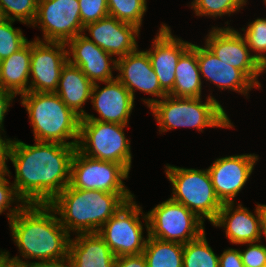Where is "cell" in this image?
Instances as JSON below:
<instances>
[{
  "label": "cell",
  "instance_id": "36",
  "mask_svg": "<svg viewBox=\"0 0 266 267\" xmlns=\"http://www.w3.org/2000/svg\"><path fill=\"white\" fill-rule=\"evenodd\" d=\"M219 267H244L239 249H224L219 255Z\"/></svg>",
  "mask_w": 266,
  "mask_h": 267
},
{
  "label": "cell",
  "instance_id": "6",
  "mask_svg": "<svg viewBox=\"0 0 266 267\" xmlns=\"http://www.w3.org/2000/svg\"><path fill=\"white\" fill-rule=\"evenodd\" d=\"M165 175L171 183V199L179 202L205 222L212 224L223 206L214 190L207 169L184 168L167 164Z\"/></svg>",
  "mask_w": 266,
  "mask_h": 267
},
{
  "label": "cell",
  "instance_id": "33",
  "mask_svg": "<svg viewBox=\"0 0 266 267\" xmlns=\"http://www.w3.org/2000/svg\"><path fill=\"white\" fill-rule=\"evenodd\" d=\"M12 21L6 19L0 23V61L21 49L29 40L20 28H15Z\"/></svg>",
  "mask_w": 266,
  "mask_h": 267
},
{
  "label": "cell",
  "instance_id": "2",
  "mask_svg": "<svg viewBox=\"0 0 266 267\" xmlns=\"http://www.w3.org/2000/svg\"><path fill=\"white\" fill-rule=\"evenodd\" d=\"M9 228L19 251L11 257L4 249L10 258L27 265L68 258L71 236L50 204H25L9 222Z\"/></svg>",
  "mask_w": 266,
  "mask_h": 267
},
{
  "label": "cell",
  "instance_id": "5",
  "mask_svg": "<svg viewBox=\"0 0 266 267\" xmlns=\"http://www.w3.org/2000/svg\"><path fill=\"white\" fill-rule=\"evenodd\" d=\"M20 104L27 111L35 141L77 145L81 117L55 92L24 93Z\"/></svg>",
  "mask_w": 266,
  "mask_h": 267
},
{
  "label": "cell",
  "instance_id": "43",
  "mask_svg": "<svg viewBox=\"0 0 266 267\" xmlns=\"http://www.w3.org/2000/svg\"><path fill=\"white\" fill-rule=\"evenodd\" d=\"M5 20H6V17L4 15L2 8L0 7V23L4 22Z\"/></svg>",
  "mask_w": 266,
  "mask_h": 267
},
{
  "label": "cell",
  "instance_id": "22",
  "mask_svg": "<svg viewBox=\"0 0 266 267\" xmlns=\"http://www.w3.org/2000/svg\"><path fill=\"white\" fill-rule=\"evenodd\" d=\"M68 259L72 267H115L116 256L98 233L70 238Z\"/></svg>",
  "mask_w": 266,
  "mask_h": 267
},
{
  "label": "cell",
  "instance_id": "29",
  "mask_svg": "<svg viewBox=\"0 0 266 267\" xmlns=\"http://www.w3.org/2000/svg\"><path fill=\"white\" fill-rule=\"evenodd\" d=\"M109 16L140 28L148 10L147 0H107Z\"/></svg>",
  "mask_w": 266,
  "mask_h": 267
},
{
  "label": "cell",
  "instance_id": "14",
  "mask_svg": "<svg viewBox=\"0 0 266 267\" xmlns=\"http://www.w3.org/2000/svg\"><path fill=\"white\" fill-rule=\"evenodd\" d=\"M64 42L32 41L29 92H56L63 66L67 63Z\"/></svg>",
  "mask_w": 266,
  "mask_h": 267
},
{
  "label": "cell",
  "instance_id": "18",
  "mask_svg": "<svg viewBox=\"0 0 266 267\" xmlns=\"http://www.w3.org/2000/svg\"><path fill=\"white\" fill-rule=\"evenodd\" d=\"M140 28L107 16L84 26L83 34L116 60L138 49ZM86 31L89 33H86Z\"/></svg>",
  "mask_w": 266,
  "mask_h": 267
},
{
  "label": "cell",
  "instance_id": "19",
  "mask_svg": "<svg viewBox=\"0 0 266 267\" xmlns=\"http://www.w3.org/2000/svg\"><path fill=\"white\" fill-rule=\"evenodd\" d=\"M65 44L68 62L79 67L93 84L116 78L113 73L117 68V60L84 34L77 35Z\"/></svg>",
  "mask_w": 266,
  "mask_h": 267
},
{
  "label": "cell",
  "instance_id": "12",
  "mask_svg": "<svg viewBox=\"0 0 266 267\" xmlns=\"http://www.w3.org/2000/svg\"><path fill=\"white\" fill-rule=\"evenodd\" d=\"M32 28H39L40 41L64 42L83 34L79 0H38Z\"/></svg>",
  "mask_w": 266,
  "mask_h": 267
},
{
  "label": "cell",
  "instance_id": "38",
  "mask_svg": "<svg viewBox=\"0 0 266 267\" xmlns=\"http://www.w3.org/2000/svg\"><path fill=\"white\" fill-rule=\"evenodd\" d=\"M115 267H147L143 253L116 257Z\"/></svg>",
  "mask_w": 266,
  "mask_h": 267
},
{
  "label": "cell",
  "instance_id": "10",
  "mask_svg": "<svg viewBox=\"0 0 266 267\" xmlns=\"http://www.w3.org/2000/svg\"><path fill=\"white\" fill-rule=\"evenodd\" d=\"M129 174L121 164L93 159L76 149L71 160L70 185L75 189L132 193L123 182Z\"/></svg>",
  "mask_w": 266,
  "mask_h": 267
},
{
  "label": "cell",
  "instance_id": "15",
  "mask_svg": "<svg viewBox=\"0 0 266 267\" xmlns=\"http://www.w3.org/2000/svg\"><path fill=\"white\" fill-rule=\"evenodd\" d=\"M102 83L105 86L101 88ZM102 83L93 84L90 100L92 109L97 112L98 117L87 112L80 121L128 125L135 107V99L117 78Z\"/></svg>",
  "mask_w": 266,
  "mask_h": 267
},
{
  "label": "cell",
  "instance_id": "40",
  "mask_svg": "<svg viewBox=\"0 0 266 267\" xmlns=\"http://www.w3.org/2000/svg\"><path fill=\"white\" fill-rule=\"evenodd\" d=\"M0 267H23V262L10 258L0 249Z\"/></svg>",
  "mask_w": 266,
  "mask_h": 267
},
{
  "label": "cell",
  "instance_id": "16",
  "mask_svg": "<svg viewBox=\"0 0 266 267\" xmlns=\"http://www.w3.org/2000/svg\"><path fill=\"white\" fill-rule=\"evenodd\" d=\"M116 71L118 73L116 78L126 87L134 99L137 90L152 96V98H141L147 108L167 96L161 89L158 77L145 50L138 48L136 51L118 58Z\"/></svg>",
  "mask_w": 266,
  "mask_h": 267
},
{
  "label": "cell",
  "instance_id": "35",
  "mask_svg": "<svg viewBox=\"0 0 266 267\" xmlns=\"http://www.w3.org/2000/svg\"><path fill=\"white\" fill-rule=\"evenodd\" d=\"M246 246L243 251L239 248L244 267H266V245L262 244V240Z\"/></svg>",
  "mask_w": 266,
  "mask_h": 267
},
{
  "label": "cell",
  "instance_id": "9",
  "mask_svg": "<svg viewBox=\"0 0 266 267\" xmlns=\"http://www.w3.org/2000/svg\"><path fill=\"white\" fill-rule=\"evenodd\" d=\"M146 213L149 236L162 241L186 244L205 232L203 220L169 197Z\"/></svg>",
  "mask_w": 266,
  "mask_h": 267
},
{
  "label": "cell",
  "instance_id": "39",
  "mask_svg": "<svg viewBox=\"0 0 266 267\" xmlns=\"http://www.w3.org/2000/svg\"><path fill=\"white\" fill-rule=\"evenodd\" d=\"M0 134V173H5L7 171L8 163V150L11 138L3 136Z\"/></svg>",
  "mask_w": 266,
  "mask_h": 267
},
{
  "label": "cell",
  "instance_id": "24",
  "mask_svg": "<svg viewBox=\"0 0 266 267\" xmlns=\"http://www.w3.org/2000/svg\"><path fill=\"white\" fill-rule=\"evenodd\" d=\"M32 40L0 61V87L16 97L29 92Z\"/></svg>",
  "mask_w": 266,
  "mask_h": 267
},
{
  "label": "cell",
  "instance_id": "31",
  "mask_svg": "<svg viewBox=\"0 0 266 267\" xmlns=\"http://www.w3.org/2000/svg\"><path fill=\"white\" fill-rule=\"evenodd\" d=\"M6 19L31 26L37 14L38 0H0Z\"/></svg>",
  "mask_w": 266,
  "mask_h": 267
},
{
  "label": "cell",
  "instance_id": "11",
  "mask_svg": "<svg viewBox=\"0 0 266 267\" xmlns=\"http://www.w3.org/2000/svg\"><path fill=\"white\" fill-rule=\"evenodd\" d=\"M212 26L208 30L204 45L219 60L234 68L241 70L257 87L262 88L258 77L263 75L264 67L252 55L244 37L239 30L229 26V21L224 25Z\"/></svg>",
  "mask_w": 266,
  "mask_h": 267
},
{
  "label": "cell",
  "instance_id": "44",
  "mask_svg": "<svg viewBox=\"0 0 266 267\" xmlns=\"http://www.w3.org/2000/svg\"><path fill=\"white\" fill-rule=\"evenodd\" d=\"M23 267H32L31 265H27L23 262Z\"/></svg>",
  "mask_w": 266,
  "mask_h": 267
},
{
  "label": "cell",
  "instance_id": "37",
  "mask_svg": "<svg viewBox=\"0 0 266 267\" xmlns=\"http://www.w3.org/2000/svg\"><path fill=\"white\" fill-rule=\"evenodd\" d=\"M16 96L3 88L0 87V134L6 136L4 129V120L6 113L9 111L10 106L13 104V100Z\"/></svg>",
  "mask_w": 266,
  "mask_h": 267
},
{
  "label": "cell",
  "instance_id": "13",
  "mask_svg": "<svg viewBox=\"0 0 266 267\" xmlns=\"http://www.w3.org/2000/svg\"><path fill=\"white\" fill-rule=\"evenodd\" d=\"M255 153L235 154L216 158L207 168L220 201L235 203V197L243 190L259 159Z\"/></svg>",
  "mask_w": 266,
  "mask_h": 267
},
{
  "label": "cell",
  "instance_id": "7",
  "mask_svg": "<svg viewBox=\"0 0 266 267\" xmlns=\"http://www.w3.org/2000/svg\"><path fill=\"white\" fill-rule=\"evenodd\" d=\"M128 125L80 121L76 149L93 159L111 161L123 165L129 172L132 166L131 141L126 138Z\"/></svg>",
  "mask_w": 266,
  "mask_h": 267
},
{
  "label": "cell",
  "instance_id": "32",
  "mask_svg": "<svg viewBox=\"0 0 266 267\" xmlns=\"http://www.w3.org/2000/svg\"><path fill=\"white\" fill-rule=\"evenodd\" d=\"M7 176L12 179L9 167L5 173L0 175V215L7 211L5 216H7L9 224L26 203L17 195L13 183L9 181Z\"/></svg>",
  "mask_w": 266,
  "mask_h": 267
},
{
  "label": "cell",
  "instance_id": "1",
  "mask_svg": "<svg viewBox=\"0 0 266 267\" xmlns=\"http://www.w3.org/2000/svg\"><path fill=\"white\" fill-rule=\"evenodd\" d=\"M77 145L11 139L8 160L14 166L12 181L26 204H49L70 184L71 160Z\"/></svg>",
  "mask_w": 266,
  "mask_h": 267
},
{
  "label": "cell",
  "instance_id": "20",
  "mask_svg": "<svg viewBox=\"0 0 266 267\" xmlns=\"http://www.w3.org/2000/svg\"><path fill=\"white\" fill-rule=\"evenodd\" d=\"M253 213L241 202L224 203L216 220L211 225L216 228H224L226 239L232 244L246 245L259 242L262 239L261 203L255 205Z\"/></svg>",
  "mask_w": 266,
  "mask_h": 267
},
{
  "label": "cell",
  "instance_id": "42",
  "mask_svg": "<svg viewBox=\"0 0 266 267\" xmlns=\"http://www.w3.org/2000/svg\"><path fill=\"white\" fill-rule=\"evenodd\" d=\"M261 237H264L266 241V204H262V214H261Z\"/></svg>",
  "mask_w": 266,
  "mask_h": 267
},
{
  "label": "cell",
  "instance_id": "41",
  "mask_svg": "<svg viewBox=\"0 0 266 267\" xmlns=\"http://www.w3.org/2000/svg\"><path fill=\"white\" fill-rule=\"evenodd\" d=\"M32 267H72L69 259H62L59 261H50V262H42L35 263L31 265Z\"/></svg>",
  "mask_w": 266,
  "mask_h": 267
},
{
  "label": "cell",
  "instance_id": "26",
  "mask_svg": "<svg viewBox=\"0 0 266 267\" xmlns=\"http://www.w3.org/2000/svg\"><path fill=\"white\" fill-rule=\"evenodd\" d=\"M147 267H183V244L148 235L143 251Z\"/></svg>",
  "mask_w": 266,
  "mask_h": 267
},
{
  "label": "cell",
  "instance_id": "27",
  "mask_svg": "<svg viewBox=\"0 0 266 267\" xmlns=\"http://www.w3.org/2000/svg\"><path fill=\"white\" fill-rule=\"evenodd\" d=\"M183 267H219V255L206 239V232L183 244Z\"/></svg>",
  "mask_w": 266,
  "mask_h": 267
},
{
  "label": "cell",
  "instance_id": "34",
  "mask_svg": "<svg viewBox=\"0 0 266 267\" xmlns=\"http://www.w3.org/2000/svg\"><path fill=\"white\" fill-rule=\"evenodd\" d=\"M83 27L109 15L107 0H79Z\"/></svg>",
  "mask_w": 266,
  "mask_h": 267
},
{
  "label": "cell",
  "instance_id": "25",
  "mask_svg": "<svg viewBox=\"0 0 266 267\" xmlns=\"http://www.w3.org/2000/svg\"><path fill=\"white\" fill-rule=\"evenodd\" d=\"M202 90L204 89L197 53L190 46L178 60L173 90L169 95L178 98H200L202 97Z\"/></svg>",
  "mask_w": 266,
  "mask_h": 267
},
{
  "label": "cell",
  "instance_id": "28",
  "mask_svg": "<svg viewBox=\"0 0 266 267\" xmlns=\"http://www.w3.org/2000/svg\"><path fill=\"white\" fill-rule=\"evenodd\" d=\"M247 3L248 0H193L187 6L194 11L196 16L217 19L238 13Z\"/></svg>",
  "mask_w": 266,
  "mask_h": 267
},
{
  "label": "cell",
  "instance_id": "23",
  "mask_svg": "<svg viewBox=\"0 0 266 267\" xmlns=\"http://www.w3.org/2000/svg\"><path fill=\"white\" fill-rule=\"evenodd\" d=\"M93 83L75 65L67 61L63 66L56 94L81 118L87 113L84 104L91 100Z\"/></svg>",
  "mask_w": 266,
  "mask_h": 267
},
{
  "label": "cell",
  "instance_id": "3",
  "mask_svg": "<svg viewBox=\"0 0 266 267\" xmlns=\"http://www.w3.org/2000/svg\"><path fill=\"white\" fill-rule=\"evenodd\" d=\"M134 193H108L66 186L49 204L71 236L97 233Z\"/></svg>",
  "mask_w": 266,
  "mask_h": 267
},
{
  "label": "cell",
  "instance_id": "21",
  "mask_svg": "<svg viewBox=\"0 0 266 267\" xmlns=\"http://www.w3.org/2000/svg\"><path fill=\"white\" fill-rule=\"evenodd\" d=\"M191 47L197 53L202 83L206 80L215 85L218 90L228 89L246 98L253 88H258L241 70L219 60L204 44L201 46L192 43Z\"/></svg>",
  "mask_w": 266,
  "mask_h": 267
},
{
  "label": "cell",
  "instance_id": "4",
  "mask_svg": "<svg viewBox=\"0 0 266 267\" xmlns=\"http://www.w3.org/2000/svg\"><path fill=\"white\" fill-rule=\"evenodd\" d=\"M200 98H178L164 96L148 109L158 124L159 135L176 128H194L203 133L205 128L232 129L224 106L212 95Z\"/></svg>",
  "mask_w": 266,
  "mask_h": 267
},
{
  "label": "cell",
  "instance_id": "30",
  "mask_svg": "<svg viewBox=\"0 0 266 267\" xmlns=\"http://www.w3.org/2000/svg\"><path fill=\"white\" fill-rule=\"evenodd\" d=\"M240 29V34L244 37L252 55L264 67L266 73V17H257L248 22L246 28Z\"/></svg>",
  "mask_w": 266,
  "mask_h": 267
},
{
  "label": "cell",
  "instance_id": "17",
  "mask_svg": "<svg viewBox=\"0 0 266 267\" xmlns=\"http://www.w3.org/2000/svg\"><path fill=\"white\" fill-rule=\"evenodd\" d=\"M157 31L151 47L145 51L150 58L161 89L169 95L173 90L178 60L192 43L173 35L170 26L166 23L162 22Z\"/></svg>",
  "mask_w": 266,
  "mask_h": 267
},
{
  "label": "cell",
  "instance_id": "8",
  "mask_svg": "<svg viewBox=\"0 0 266 267\" xmlns=\"http://www.w3.org/2000/svg\"><path fill=\"white\" fill-rule=\"evenodd\" d=\"M137 202L133 198L124 203L97 232L116 257L140 254L144 251L149 235V223L147 213L143 212L142 205ZM144 228L146 237L143 235Z\"/></svg>",
  "mask_w": 266,
  "mask_h": 267
}]
</instances>
